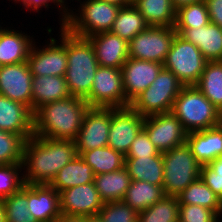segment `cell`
<instances>
[{"mask_svg": "<svg viewBox=\"0 0 222 222\" xmlns=\"http://www.w3.org/2000/svg\"><path fill=\"white\" fill-rule=\"evenodd\" d=\"M102 1H105V2L110 3V4L117 5L120 8L130 5L127 2V0H102Z\"/></svg>", "mask_w": 222, "mask_h": 222, "instance_id": "cell-47", "label": "cell"}, {"mask_svg": "<svg viewBox=\"0 0 222 222\" xmlns=\"http://www.w3.org/2000/svg\"><path fill=\"white\" fill-rule=\"evenodd\" d=\"M144 120L145 118L130 106L111 108V125L107 146L126 156L131 143L143 128Z\"/></svg>", "mask_w": 222, "mask_h": 222, "instance_id": "cell-13", "label": "cell"}, {"mask_svg": "<svg viewBox=\"0 0 222 222\" xmlns=\"http://www.w3.org/2000/svg\"><path fill=\"white\" fill-rule=\"evenodd\" d=\"M148 27L144 16L133 5L121 7L110 32L129 42Z\"/></svg>", "mask_w": 222, "mask_h": 222, "instance_id": "cell-33", "label": "cell"}, {"mask_svg": "<svg viewBox=\"0 0 222 222\" xmlns=\"http://www.w3.org/2000/svg\"><path fill=\"white\" fill-rule=\"evenodd\" d=\"M80 157L92 168L94 175L120 170L125 164V156L109 146L84 151Z\"/></svg>", "mask_w": 222, "mask_h": 222, "instance_id": "cell-30", "label": "cell"}, {"mask_svg": "<svg viewBox=\"0 0 222 222\" xmlns=\"http://www.w3.org/2000/svg\"><path fill=\"white\" fill-rule=\"evenodd\" d=\"M165 196L163 186L132 180L123 202L137 212L146 210Z\"/></svg>", "mask_w": 222, "mask_h": 222, "instance_id": "cell-29", "label": "cell"}, {"mask_svg": "<svg viewBox=\"0 0 222 222\" xmlns=\"http://www.w3.org/2000/svg\"><path fill=\"white\" fill-rule=\"evenodd\" d=\"M54 222H85V217L84 216H65V215H61Z\"/></svg>", "mask_w": 222, "mask_h": 222, "instance_id": "cell-45", "label": "cell"}, {"mask_svg": "<svg viewBox=\"0 0 222 222\" xmlns=\"http://www.w3.org/2000/svg\"><path fill=\"white\" fill-rule=\"evenodd\" d=\"M210 22L222 28V0H205Z\"/></svg>", "mask_w": 222, "mask_h": 222, "instance_id": "cell-44", "label": "cell"}, {"mask_svg": "<svg viewBox=\"0 0 222 222\" xmlns=\"http://www.w3.org/2000/svg\"><path fill=\"white\" fill-rule=\"evenodd\" d=\"M206 63L207 60L197 46L176 34L163 68L174 73L184 86H195Z\"/></svg>", "mask_w": 222, "mask_h": 222, "instance_id": "cell-8", "label": "cell"}, {"mask_svg": "<svg viewBox=\"0 0 222 222\" xmlns=\"http://www.w3.org/2000/svg\"><path fill=\"white\" fill-rule=\"evenodd\" d=\"M133 5L144 16L148 26H175L177 9L172 0H138Z\"/></svg>", "mask_w": 222, "mask_h": 222, "instance_id": "cell-28", "label": "cell"}, {"mask_svg": "<svg viewBox=\"0 0 222 222\" xmlns=\"http://www.w3.org/2000/svg\"><path fill=\"white\" fill-rule=\"evenodd\" d=\"M77 155L74 140L30 137L23 148L24 184L49 185L57 172Z\"/></svg>", "mask_w": 222, "mask_h": 222, "instance_id": "cell-1", "label": "cell"}, {"mask_svg": "<svg viewBox=\"0 0 222 222\" xmlns=\"http://www.w3.org/2000/svg\"><path fill=\"white\" fill-rule=\"evenodd\" d=\"M138 0H127V2L129 3V4H134V3H136Z\"/></svg>", "mask_w": 222, "mask_h": 222, "instance_id": "cell-50", "label": "cell"}, {"mask_svg": "<svg viewBox=\"0 0 222 222\" xmlns=\"http://www.w3.org/2000/svg\"><path fill=\"white\" fill-rule=\"evenodd\" d=\"M111 125V108H92L86 112L77 138L78 155L84 151L106 147Z\"/></svg>", "mask_w": 222, "mask_h": 222, "instance_id": "cell-14", "label": "cell"}, {"mask_svg": "<svg viewBox=\"0 0 222 222\" xmlns=\"http://www.w3.org/2000/svg\"><path fill=\"white\" fill-rule=\"evenodd\" d=\"M60 211L65 216H90L104 205L94 182L77 185L59 192Z\"/></svg>", "mask_w": 222, "mask_h": 222, "instance_id": "cell-15", "label": "cell"}, {"mask_svg": "<svg viewBox=\"0 0 222 222\" xmlns=\"http://www.w3.org/2000/svg\"><path fill=\"white\" fill-rule=\"evenodd\" d=\"M195 86L222 113V61H207Z\"/></svg>", "mask_w": 222, "mask_h": 222, "instance_id": "cell-31", "label": "cell"}, {"mask_svg": "<svg viewBox=\"0 0 222 222\" xmlns=\"http://www.w3.org/2000/svg\"><path fill=\"white\" fill-rule=\"evenodd\" d=\"M0 222H6L3 200H0Z\"/></svg>", "mask_w": 222, "mask_h": 222, "instance_id": "cell-49", "label": "cell"}, {"mask_svg": "<svg viewBox=\"0 0 222 222\" xmlns=\"http://www.w3.org/2000/svg\"><path fill=\"white\" fill-rule=\"evenodd\" d=\"M22 164L0 165V200L18 192L25 184Z\"/></svg>", "mask_w": 222, "mask_h": 222, "instance_id": "cell-38", "label": "cell"}, {"mask_svg": "<svg viewBox=\"0 0 222 222\" xmlns=\"http://www.w3.org/2000/svg\"><path fill=\"white\" fill-rule=\"evenodd\" d=\"M163 64L140 59L128 58L121 67L123 89L130 103L146 90L157 78Z\"/></svg>", "mask_w": 222, "mask_h": 222, "instance_id": "cell-17", "label": "cell"}, {"mask_svg": "<svg viewBox=\"0 0 222 222\" xmlns=\"http://www.w3.org/2000/svg\"><path fill=\"white\" fill-rule=\"evenodd\" d=\"M89 108L85 99L74 96L41 105L33 112L34 135L75 140Z\"/></svg>", "mask_w": 222, "mask_h": 222, "instance_id": "cell-2", "label": "cell"}, {"mask_svg": "<svg viewBox=\"0 0 222 222\" xmlns=\"http://www.w3.org/2000/svg\"><path fill=\"white\" fill-rule=\"evenodd\" d=\"M171 112L187 133L209 129L222 123V113L196 86H184L181 89Z\"/></svg>", "mask_w": 222, "mask_h": 222, "instance_id": "cell-4", "label": "cell"}, {"mask_svg": "<svg viewBox=\"0 0 222 222\" xmlns=\"http://www.w3.org/2000/svg\"><path fill=\"white\" fill-rule=\"evenodd\" d=\"M210 23L205 1L195 2L176 10L175 29L199 28Z\"/></svg>", "mask_w": 222, "mask_h": 222, "instance_id": "cell-35", "label": "cell"}, {"mask_svg": "<svg viewBox=\"0 0 222 222\" xmlns=\"http://www.w3.org/2000/svg\"><path fill=\"white\" fill-rule=\"evenodd\" d=\"M85 101L92 108L129 107L123 89L121 69L99 66L94 76L91 91Z\"/></svg>", "mask_w": 222, "mask_h": 222, "instance_id": "cell-10", "label": "cell"}, {"mask_svg": "<svg viewBox=\"0 0 222 222\" xmlns=\"http://www.w3.org/2000/svg\"><path fill=\"white\" fill-rule=\"evenodd\" d=\"M60 29V41L50 36L46 46L34 42L27 59L32 76H65L67 70V29ZM50 41V42H49Z\"/></svg>", "mask_w": 222, "mask_h": 222, "instance_id": "cell-9", "label": "cell"}, {"mask_svg": "<svg viewBox=\"0 0 222 222\" xmlns=\"http://www.w3.org/2000/svg\"><path fill=\"white\" fill-rule=\"evenodd\" d=\"M64 76H33L32 77V111L41 105L70 97Z\"/></svg>", "mask_w": 222, "mask_h": 222, "instance_id": "cell-24", "label": "cell"}, {"mask_svg": "<svg viewBox=\"0 0 222 222\" xmlns=\"http://www.w3.org/2000/svg\"><path fill=\"white\" fill-rule=\"evenodd\" d=\"M175 31L197 46L207 61H222V28L217 24L210 22L203 27Z\"/></svg>", "mask_w": 222, "mask_h": 222, "instance_id": "cell-20", "label": "cell"}, {"mask_svg": "<svg viewBox=\"0 0 222 222\" xmlns=\"http://www.w3.org/2000/svg\"><path fill=\"white\" fill-rule=\"evenodd\" d=\"M24 144L20 135L0 130V165L22 164Z\"/></svg>", "mask_w": 222, "mask_h": 222, "instance_id": "cell-37", "label": "cell"}, {"mask_svg": "<svg viewBox=\"0 0 222 222\" xmlns=\"http://www.w3.org/2000/svg\"><path fill=\"white\" fill-rule=\"evenodd\" d=\"M187 144L201 164H209L222 155V123L209 129L187 134Z\"/></svg>", "mask_w": 222, "mask_h": 222, "instance_id": "cell-22", "label": "cell"}, {"mask_svg": "<svg viewBox=\"0 0 222 222\" xmlns=\"http://www.w3.org/2000/svg\"><path fill=\"white\" fill-rule=\"evenodd\" d=\"M200 179H202L222 201V155L209 164L201 166Z\"/></svg>", "mask_w": 222, "mask_h": 222, "instance_id": "cell-40", "label": "cell"}, {"mask_svg": "<svg viewBox=\"0 0 222 222\" xmlns=\"http://www.w3.org/2000/svg\"><path fill=\"white\" fill-rule=\"evenodd\" d=\"M94 47L101 67L121 69L129 58V42L111 32H103L87 38Z\"/></svg>", "mask_w": 222, "mask_h": 222, "instance_id": "cell-19", "label": "cell"}, {"mask_svg": "<svg viewBox=\"0 0 222 222\" xmlns=\"http://www.w3.org/2000/svg\"><path fill=\"white\" fill-rule=\"evenodd\" d=\"M177 197L180 204L199 205L222 217L221 199L200 178L188 185Z\"/></svg>", "mask_w": 222, "mask_h": 222, "instance_id": "cell-32", "label": "cell"}, {"mask_svg": "<svg viewBox=\"0 0 222 222\" xmlns=\"http://www.w3.org/2000/svg\"><path fill=\"white\" fill-rule=\"evenodd\" d=\"M178 197L164 196L146 210L138 212L137 222H179Z\"/></svg>", "mask_w": 222, "mask_h": 222, "instance_id": "cell-34", "label": "cell"}, {"mask_svg": "<svg viewBox=\"0 0 222 222\" xmlns=\"http://www.w3.org/2000/svg\"><path fill=\"white\" fill-rule=\"evenodd\" d=\"M28 208L38 222H54L62 214L59 193L50 185H28Z\"/></svg>", "mask_w": 222, "mask_h": 222, "instance_id": "cell-21", "label": "cell"}, {"mask_svg": "<svg viewBox=\"0 0 222 222\" xmlns=\"http://www.w3.org/2000/svg\"><path fill=\"white\" fill-rule=\"evenodd\" d=\"M6 222H38L28 208V185L3 199Z\"/></svg>", "mask_w": 222, "mask_h": 222, "instance_id": "cell-36", "label": "cell"}, {"mask_svg": "<svg viewBox=\"0 0 222 222\" xmlns=\"http://www.w3.org/2000/svg\"><path fill=\"white\" fill-rule=\"evenodd\" d=\"M183 87L174 73L162 68L155 81L130 103V107L144 118L171 112Z\"/></svg>", "mask_w": 222, "mask_h": 222, "instance_id": "cell-7", "label": "cell"}, {"mask_svg": "<svg viewBox=\"0 0 222 222\" xmlns=\"http://www.w3.org/2000/svg\"><path fill=\"white\" fill-rule=\"evenodd\" d=\"M11 1L15 2V4L20 2V4H23L26 10L31 9V11L37 13H39L40 12L39 10H42V8L48 10L51 6L50 3H53L55 6L58 7V9L60 7L59 13L62 16L61 18H59L60 19L59 22H61L59 23V25H61L60 28H63L65 26L69 14V9L68 5L63 4L60 0H11Z\"/></svg>", "mask_w": 222, "mask_h": 222, "instance_id": "cell-43", "label": "cell"}, {"mask_svg": "<svg viewBox=\"0 0 222 222\" xmlns=\"http://www.w3.org/2000/svg\"><path fill=\"white\" fill-rule=\"evenodd\" d=\"M0 130L20 135L26 141L34 136L33 111L22 103L0 95Z\"/></svg>", "mask_w": 222, "mask_h": 222, "instance_id": "cell-18", "label": "cell"}, {"mask_svg": "<svg viewBox=\"0 0 222 222\" xmlns=\"http://www.w3.org/2000/svg\"><path fill=\"white\" fill-rule=\"evenodd\" d=\"M221 217L213 210L199 205L180 204L179 222H220Z\"/></svg>", "mask_w": 222, "mask_h": 222, "instance_id": "cell-41", "label": "cell"}, {"mask_svg": "<svg viewBox=\"0 0 222 222\" xmlns=\"http://www.w3.org/2000/svg\"><path fill=\"white\" fill-rule=\"evenodd\" d=\"M131 177L125 167L120 170L94 175V185L103 202L122 201L129 185Z\"/></svg>", "mask_w": 222, "mask_h": 222, "instance_id": "cell-27", "label": "cell"}, {"mask_svg": "<svg viewBox=\"0 0 222 222\" xmlns=\"http://www.w3.org/2000/svg\"><path fill=\"white\" fill-rule=\"evenodd\" d=\"M94 181L92 168L77 155L72 161L66 164L49 184L58 193L67 188L87 184Z\"/></svg>", "mask_w": 222, "mask_h": 222, "instance_id": "cell-26", "label": "cell"}, {"mask_svg": "<svg viewBox=\"0 0 222 222\" xmlns=\"http://www.w3.org/2000/svg\"><path fill=\"white\" fill-rule=\"evenodd\" d=\"M98 67L91 42L67 30V70L64 77L71 96L85 99L89 95Z\"/></svg>", "mask_w": 222, "mask_h": 222, "instance_id": "cell-3", "label": "cell"}, {"mask_svg": "<svg viewBox=\"0 0 222 222\" xmlns=\"http://www.w3.org/2000/svg\"><path fill=\"white\" fill-rule=\"evenodd\" d=\"M166 196L177 197L188 185L200 178L201 164L185 142L162 153Z\"/></svg>", "mask_w": 222, "mask_h": 222, "instance_id": "cell-6", "label": "cell"}, {"mask_svg": "<svg viewBox=\"0 0 222 222\" xmlns=\"http://www.w3.org/2000/svg\"><path fill=\"white\" fill-rule=\"evenodd\" d=\"M32 77L27 61L0 66V95L32 110Z\"/></svg>", "mask_w": 222, "mask_h": 222, "instance_id": "cell-16", "label": "cell"}, {"mask_svg": "<svg viewBox=\"0 0 222 222\" xmlns=\"http://www.w3.org/2000/svg\"><path fill=\"white\" fill-rule=\"evenodd\" d=\"M102 222H137L138 212L123 201L105 202L98 213Z\"/></svg>", "mask_w": 222, "mask_h": 222, "instance_id": "cell-39", "label": "cell"}, {"mask_svg": "<svg viewBox=\"0 0 222 222\" xmlns=\"http://www.w3.org/2000/svg\"><path fill=\"white\" fill-rule=\"evenodd\" d=\"M160 151L150 141L147 132L142 128L131 143L125 158H140L157 156Z\"/></svg>", "mask_w": 222, "mask_h": 222, "instance_id": "cell-42", "label": "cell"}, {"mask_svg": "<svg viewBox=\"0 0 222 222\" xmlns=\"http://www.w3.org/2000/svg\"><path fill=\"white\" fill-rule=\"evenodd\" d=\"M200 1H205V0H172V3L176 9H178L181 6L195 3V2H200Z\"/></svg>", "mask_w": 222, "mask_h": 222, "instance_id": "cell-46", "label": "cell"}, {"mask_svg": "<svg viewBox=\"0 0 222 222\" xmlns=\"http://www.w3.org/2000/svg\"><path fill=\"white\" fill-rule=\"evenodd\" d=\"M34 42L33 35L30 37L25 32L2 26L0 29V65L26 62Z\"/></svg>", "mask_w": 222, "mask_h": 222, "instance_id": "cell-23", "label": "cell"}, {"mask_svg": "<svg viewBox=\"0 0 222 222\" xmlns=\"http://www.w3.org/2000/svg\"><path fill=\"white\" fill-rule=\"evenodd\" d=\"M63 4H67V1L66 0H60ZM66 1V2H65Z\"/></svg>", "mask_w": 222, "mask_h": 222, "instance_id": "cell-51", "label": "cell"}, {"mask_svg": "<svg viewBox=\"0 0 222 222\" xmlns=\"http://www.w3.org/2000/svg\"><path fill=\"white\" fill-rule=\"evenodd\" d=\"M77 1H80V7L76 10L79 13L69 8L64 28L81 38L110 32L120 7L102 0Z\"/></svg>", "mask_w": 222, "mask_h": 222, "instance_id": "cell-5", "label": "cell"}, {"mask_svg": "<svg viewBox=\"0 0 222 222\" xmlns=\"http://www.w3.org/2000/svg\"><path fill=\"white\" fill-rule=\"evenodd\" d=\"M85 222H102V219L99 214L90 215L85 217Z\"/></svg>", "mask_w": 222, "mask_h": 222, "instance_id": "cell-48", "label": "cell"}, {"mask_svg": "<svg viewBox=\"0 0 222 222\" xmlns=\"http://www.w3.org/2000/svg\"><path fill=\"white\" fill-rule=\"evenodd\" d=\"M143 129L161 153L184 144L188 134L172 112L145 117Z\"/></svg>", "mask_w": 222, "mask_h": 222, "instance_id": "cell-12", "label": "cell"}, {"mask_svg": "<svg viewBox=\"0 0 222 222\" xmlns=\"http://www.w3.org/2000/svg\"><path fill=\"white\" fill-rule=\"evenodd\" d=\"M176 34L174 27L148 26L129 41V57L163 64Z\"/></svg>", "mask_w": 222, "mask_h": 222, "instance_id": "cell-11", "label": "cell"}, {"mask_svg": "<svg viewBox=\"0 0 222 222\" xmlns=\"http://www.w3.org/2000/svg\"><path fill=\"white\" fill-rule=\"evenodd\" d=\"M124 167L131 180L163 186L164 167L161 152L153 157L125 158Z\"/></svg>", "mask_w": 222, "mask_h": 222, "instance_id": "cell-25", "label": "cell"}]
</instances>
